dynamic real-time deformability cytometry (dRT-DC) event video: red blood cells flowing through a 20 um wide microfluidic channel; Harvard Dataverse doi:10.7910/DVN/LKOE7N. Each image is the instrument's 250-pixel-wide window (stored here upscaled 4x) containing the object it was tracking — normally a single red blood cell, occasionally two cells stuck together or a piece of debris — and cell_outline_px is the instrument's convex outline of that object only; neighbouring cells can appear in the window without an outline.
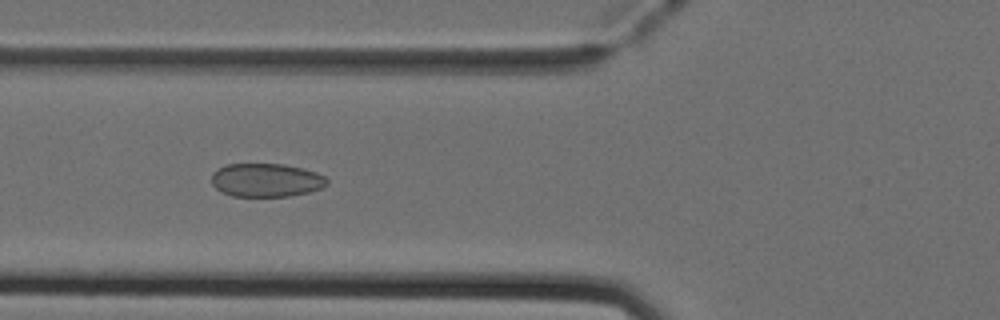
{"species": "Egyptian fruit bat (a non-hibernating species)", "species_latin": "Rousettus aegyptiacus", "temperature_condition": "cold", "stored_images_in_passage": 50, "camera_frame_rate_fps": 3000, "um_per_image_px": 0.085, "animal": {"sex": "female"}, "frame": {"image": 1, "passage_image": 18, "time_ms": 5.667, "image_size_px": [1000, 320], "cell_outline_px": [[328, 184], [320, 188], [308, 192], [288, 196], [232, 196], [220, 192], [212, 184], [212, 172], [228, 164], [284, 164], [304, 168], [316, 172], [324, 176], [328, 180]], "centroid_in_image_um": [22.62, 15.31], "position_along_channel_um": 103.2, "area_um2": 22.54}}
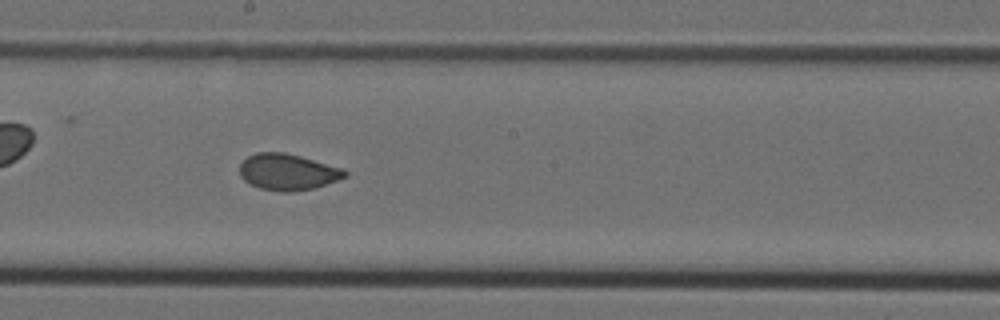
{"frame": {"image": 2, "passage_image": 27, "time_ms": 8.667, "image_size_px": [1000, 320], "cell_outline_px": [[348, 176], [312, 188], [292, 192], [284, 192], [260, 188], [244, 180], [240, 176], [240, 164], [248, 156], [256, 152], [284, 152], [300, 156], [340, 168], [348, 172]], "centroid_in_image_um": [24.42, 14.61], "position_along_channel_um": 223.8, "area_um2": 21.91}}
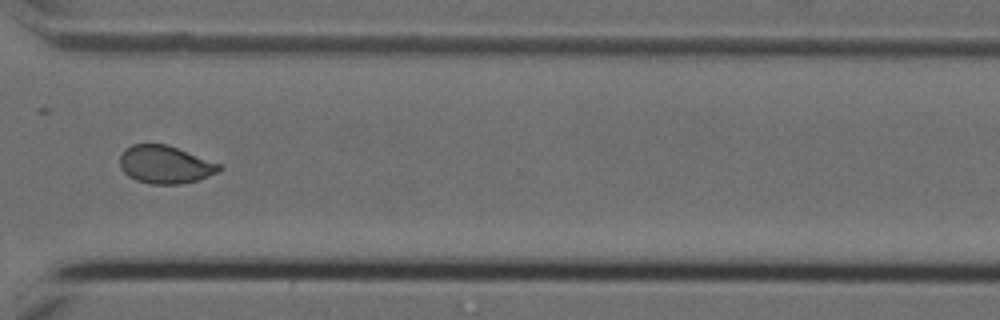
{"frame": {"image": 3, "passage_image": 37, "time_ms": 12.0, "image_size_px": [1000, 320], "cell_outline_px": [[224, 168], [208, 176], [196, 180], [180, 184], [152, 184], [136, 180], [128, 176], [120, 168], [120, 156], [124, 148], [132, 144], [168, 144], [220, 164]], "centroid_in_image_um": [14.01, 13.98], "position_along_channel_um": 356.6, "area_um2": 21.91}, "authors_computed_cell_mechanics": {"area_um2": 22.253, "velocity_mm_per_s": 4.0033, "shape_relaxation_time_tau1_ms": null, "shape_relaxation_time_tau2_ms": 0.9768, "deformation_change_tau1": null, "deformation_change_tau2": 0.0474}}